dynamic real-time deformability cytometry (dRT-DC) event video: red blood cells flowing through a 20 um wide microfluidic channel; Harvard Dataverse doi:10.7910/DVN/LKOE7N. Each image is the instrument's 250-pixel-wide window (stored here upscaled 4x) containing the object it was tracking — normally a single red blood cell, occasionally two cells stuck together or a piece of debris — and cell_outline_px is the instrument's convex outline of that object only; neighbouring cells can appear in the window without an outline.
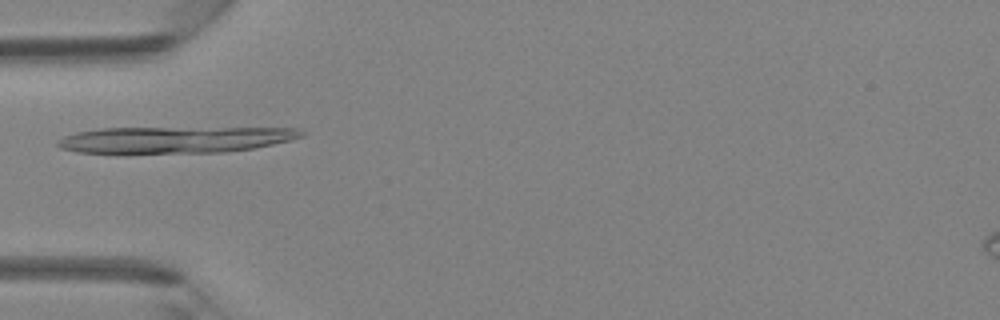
{"species": "Egyptian fruit bat (a non-hibernating species)", "species_latin": "Rousettus aegyptiacus", "temperature_condition": "room temperature", "stored_images_in_passage": 40, "camera_frame_rate_fps": 3000, "um_per_image_px": 0.085, "animal": {"sex": "female"}, "frame": {"image": 1, "passage_image": 12, "time_ms": 3.667, "image_size_px": [1000, 320], "cell_outline_px": [[304, 136], [272, 144], [252, 148], [224, 152], [76, 152], [60, 148], [56, 144], [56, 140], [64, 136], [76, 132], [100, 128], [296, 128], [304, 132]], "centroid_in_image_um": [14.82, 11.86], "position_along_channel_um": 70.2, "area_um2": 36.99}}
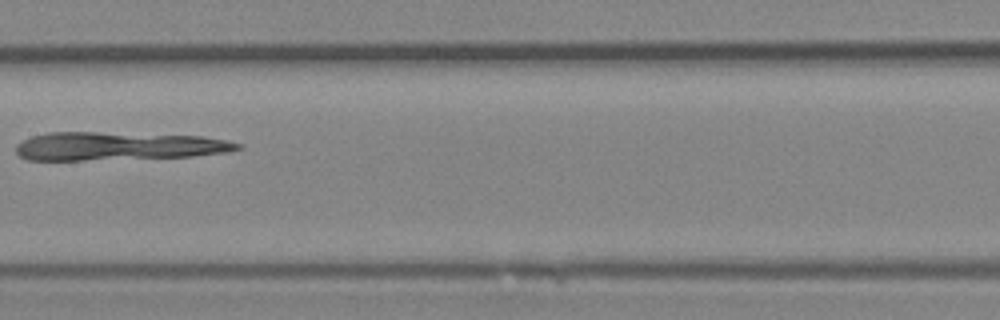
{"frame": {"image": 2, "passage_image": 20, "time_ms": 6.333, "image_size_px": [1000, 320], "cell_outline_px": [[244, 148], [228, 152], [192, 156], [84, 160], [28, 160], [20, 156], [16, 152], [16, 144], [20, 140], [32, 136], [48, 132], [96, 132], [200, 136], [228, 140], [240, 144]], "centroid_in_image_um": [10.02, 12.42], "position_along_channel_um": 197.4, "area_um2": 36.53}}
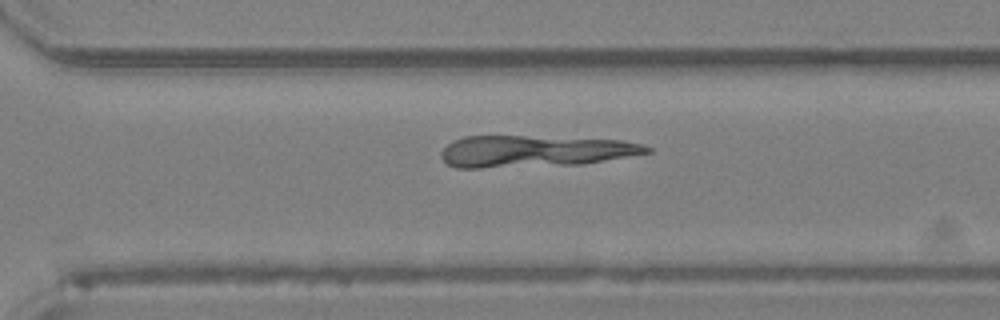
{"frame": {"image": 3, "passage_image": 28, "time_ms": 9.0, "image_size_px": [1000, 320], "cell_outline_px": [[652, 152], [580, 164], [480, 168], [456, 168], [448, 164], [440, 156], [444, 148], [448, 144], [464, 136], [524, 136], [620, 140], [640, 144], [652, 148]], "centroid_in_image_um": [45.4, 12.86], "position_along_channel_um": 325.2, "area_um2": 37.45}}